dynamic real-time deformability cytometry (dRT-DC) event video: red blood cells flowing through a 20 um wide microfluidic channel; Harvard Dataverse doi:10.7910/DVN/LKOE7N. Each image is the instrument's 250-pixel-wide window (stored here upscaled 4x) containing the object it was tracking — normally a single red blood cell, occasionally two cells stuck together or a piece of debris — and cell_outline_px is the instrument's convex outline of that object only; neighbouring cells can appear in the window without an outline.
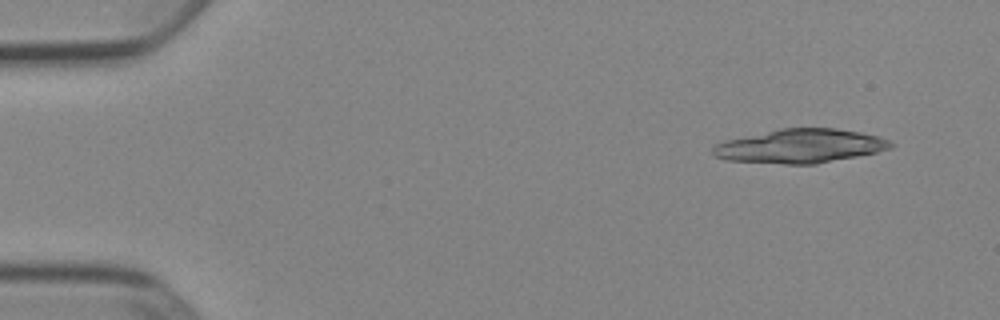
{"species": "Egyptian fruit bat (a non-hibernating species)", "species_latin": "Rousettus aegyptiacus", "temperature_condition": "cold", "stored_images_in_passage": 12, "camera_frame_rate_fps": 3000, "um_per_image_px": 0.085, "animal": {"sex": "female"}, "frame": {"image": 1, "passage_image": 1, "time_ms": 0.0, "image_size_px": [1000, 320], "cell_outline_px": [[896, 144], [892, 148], [876, 152], [816, 164], [784, 164], [728, 160], [716, 156], [712, 152], [712, 148], [716, 144], [724, 140], [780, 128], [836, 128], [860, 132], [880, 136]], "centroid_in_image_um": [68.04, 12.41], "position_along_channel_um": 17.0, "area_um2": 35.14}}